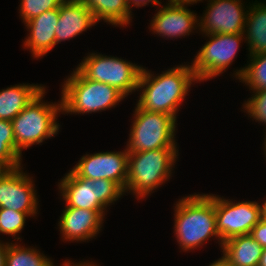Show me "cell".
Returning <instances> with one entry per match:
<instances>
[{
    "instance_id": "obj_22",
    "label": "cell",
    "mask_w": 266,
    "mask_h": 266,
    "mask_svg": "<svg viewBox=\"0 0 266 266\" xmlns=\"http://www.w3.org/2000/svg\"><path fill=\"white\" fill-rule=\"evenodd\" d=\"M5 266H54L53 262L34 248L7 243Z\"/></svg>"
},
{
    "instance_id": "obj_8",
    "label": "cell",
    "mask_w": 266,
    "mask_h": 266,
    "mask_svg": "<svg viewBox=\"0 0 266 266\" xmlns=\"http://www.w3.org/2000/svg\"><path fill=\"white\" fill-rule=\"evenodd\" d=\"M76 68L85 78L111 85L125 97L138 90L141 66L117 57L89 54Z\"/></svg>"
},
{
    "instance_id": "obj_38",
    "label": "cell",
    "mask_w": 266,
    "mask_h": 266,
    "mask_svg": "<svg viewBox=\"0 0 266 266\" xmlns=\"http://www.w3.org/2000/svg\"><path fill=\"white\" fill-rule=\"evenodd\" d=\"M4 169L0 166V173L3 171Z\"/></svg>"
},
{
    "instance_id": "obj_35",
    "label": "cell",
    "mask_w": 266,
    "mask_h": 266,
    "mask_svg": "<svg viewBox=\"0 0 266 266\" xmlns=\"http://www.w3.org/2000/svg\"><path fill=\"white\" fill-rule=\"evenodd\" d=\"M261 218L266 220V201L261 206Z\"/></svg>"
},
{
    "instance_id": "obj_27",
    "label": "cell",
    "mask_w": 266,
    "mask_h": 266,
    "mask_svg": "<svg viewBox=\"0 0 266 266\" xmlns=\"http://www.w3.org/2000/svg\"><path fill=\"white\" fill-rule=\"evenodd\" d=\"M255 95L249 98L244 108L253 119L266 125V89L253 92Z\"/></svg>"
},
{
    "instance_id": "obj_25",
    "label": "cell",
    "mask_w": 266,
    "mask_h": 266,
    "mask_svg": "<svg viewBox=\"0 0 266 266\" xmlns=\"http://www.w3.org/2000/svg\"><path fill=\"white\" fill-rule=\"evenodd\" d=\"M28 215L13 209L0 208V233L14 236L20 233L24 227Z\"/></svg>"
},
{
    "instance_id": "obj_21",
    "label": "cell",
    "mask_w": 266,
    "mask_h": 266,
    "mask_svg": "<svg viewBox=\"0 0 266 266\" xmlns=\"http://www.w3.org/2000/svg\"><path fill=\"white\" fill-rule=\"evenodd\" d=\"M92 12L96 22L104 20L112 25L129 24L132 14L125 0H81Z\"/></svg>"
},
{
    "instance_id": "obj_29",
    "label": "cell",
    "mask_w": 266,
    "mask_h": 266,
    "mask_svg": "<svg viewBox=\"0 0 266 266\" xmlns=\"http://www.w3.org/2000/svg\"><path fill=\"white\" fill-rule=\"evenodd\" d=\"M126 1V4H127V7H128V9H129V11H131L130 9H131V6L132 5H130V4H132L133 3V5L134 6H136V7H141V6H145V5H147V3H149V2H151L152 4H154L155 6L157 5H161L160 3L161 2H159V0H125Z\"/></svg>"
},
{
    "instance_id": "obj_17",
    "label": "cell",
    "mask_w": 266,
    "mask_h": 266,
    "mask_svg": "<svg viewBox=\"0 0 266 266\" xmlns=\"http://www.w3.org/2000/svg\"><path fill=\"white\" fill-rule=\"evenodd\" d=\"M58 18V9H51L25 22L30 33L24 45L31 50L33 57L44 56L55 46Z\"/></svg>"
},
{
    "instance_id": "obj_36",
    "label": "cell",
    "mask_w": 266,
    "mask_h": 266,
    "mask_svg": "<svg viewBox=\"0 0 266 266\" xmlns=\"http://www.w3.org/2000/svg\"><path fill=\"white\" fill-rule=\"evenodd\" d=\"M265 136H266V135H265ZM264 143H265V146H264V147H265V150H264V151H265V153H266V137H265V142H264ZM265 156H266V154H265Z\"/></svg>"
},
{
    "instance_id": "obj_5",
    "label": "cell",
    "mask_w": 266,
    "mask_h": 266,
    "mask_svg": "<svg viewBox=\"0 0 266 266\" xmlns=\"http://www.w3.org/2000/svg\"><path fill=\"white\" fill-rule=\"evenodd\" d=\"M62 86V112L92 113L115 107L125 96L116 88L85 78L77 69ZM115 105V106H114Z\"/></svg>"
},
{
    "instance_id": "obj_1",
    "label": "cell",
    "mask_w": 266,
    "mask_h": 266,
    "mask_svg": "<svg viewBox=\"0 0 266 266\" xmlns=\"http://www.w3.org/2000/svg\"><path fill=\"white\" fill-rule=\"evenodd\" d=\"M195 81L198 79L190 65L171 68L158 76L142 67L138 89L143 91L137 105L145 111L169 114L176 119L178 107Z\"/></svg>"
},
{
    "instance_id": "obj_11",
    "label": "cell",
    "mask_w": 266,
    "mask_h": 266,
    "mask_svg": "<svg viewBox=\"0 0 266 266\" xmlns=\"http://www.w3.org/2000/svg\"><path fill=\"white\" fill-rule=\"evenodd\" d=\"M20 167L4 169L0 173V208L13 209L34 216L38 208L34 183Z\"/></svg>"
},
{
    "instance_id": "obj_31",
    "label": "cell",
    "mask_w": 266,
    "mask_h": 266,
    "mask_svg": "<svg viewBox=\"0 0 266 266\" xmlns=\"http://www.w3.org/2000/svg\"><path fill=\"white\" fill-rule=\"evenodd\" d=\"M209 266H231V264L224 256H222L221 258H219L217 261L213 262Z\"/></svg>"
},
{
    "instance_id": "obj_2",
    "label": "cell",
    "mask_w": 266,
    "mask_h": 266,
    "mask_svg": "<svg viewBox=\"0 0 266 266\" xmlns=\"http://www.w3.org/2000/svg\"><path fill=\"white\" fill-rule=\"evenodd\" d=\"M174 230L184 251L203 245L211 236L219 237L216 229L214 194H194L182 198L175 206Z\"/></svg>"
},
{
    "instance_id": "obj_37",
    "label": "cell",
    "mask_w": 266,
    "mask_h": 266,
    "mask_svg": "<svg viewBox=\"0 0 266 266\" xmlns=\"http://www.w3.org/2000/svg\"><path fill=\"white\" fill-rule=\"evenodd\" d=\"M63 1H71L72 2V1H81V0H63Z\"/></svg>"
},
{
    "instance_id": "obj_16",
    "label": "cell",
    "mask_w": 266,
    "mask_h": 266,
    "mask_svg": "<svg viewBox=\"0 0 266 266\" xmlns=\"http://www.w3.org/2000/svg\"><path fill=\"white\" fill-rule=\"evenodd\" d=\"M55 45L76 37L97 22L92 12L81 1H64L58 8Z\"/></svg>"
},
{
    "instance_id": "obj_34",
    "label": "cell",
    "mask_w": 266,
    "mask_h": 266,
    "mask_svg": "<svg viewBox=\"0 0 266 266\" xmlns=\"http://www.w3.org/2000/svg\"><path fill=\"white\" fill-rule=\"evenodd\" d=\"M198 1H202V0H176L175 2L189 5L192 3H197Z\"/></svg>"
},
{
    "instance_id": "obj_15",
    "label": "cell",
    "mask_w": 266,
    "mask_h": 266,
    "mask_svg": "<svg viewBox=\"0 0 266 266\" xmlns=\"http://www.w3.org/2000/svg\"><path fill=\"white\" fill-rule=\"evenodd\" d=\"M185 5L173 1L160 8L151 21V30L167 38L189 35L199 19Z\"/></svg>"
},
{
    "instance_id": "obj_32",
    "label": "cell",
    "mask_w": 266,
    "mask_h": 266,
    "mask_svg": "<svg viewBox=\"0 0 266 266\" xmlns=\"http://www.w3.org/2000/svg\"><path fill=\"white\" fill-rule=\"evenodd\" d=\"M62 266H97V265L95 263L90 264V262L89 263L81 262V263L74 264V263H71L70 261H67V262H64Z\"/></svg>"
},
{
    "instance_id": "obj_26",
    "label": "cell",
    "mask_w": 266,
    "mask_h": 266,
    "mask_svg": "<svg viewBox=\"0 0 266 266\" xmlns=\"http://www.w3.org/2000/svg\"><path fill=\"white\" fill-rule=\"evenodd\" d=\"M63 0H21L20 15L23 22L51 9H58Z\"/></svg>"
},
{
    "instance_id": "obj_33",
    "label": "cell",
    "mask_w": 266,
    "mask_h": 266,
    "mask_svg": "<svg viewBox=\"0 0 266 266\" xmlns=\"http://www.w3.org/2000/svg\"><path fill=\"white\" fill-rule=\"evenodd\" d=\"M258 266H266V247L263 248Z\"/></svg>"
},
{
    "instance_id": "obj_23",
    "label": "cell",
    "mask_w": 266,
    "mask_h": 266,
    "mask_svg": "<svg viewBox=\"0 0 266 266\" xmlns=\"http://www.w3.org/2000/svg\"><path fill=\"white\" fill-rule=\"evenodd\" d=\"M21 156L16 150L12 122L0 120V166L14 169L21 166Z\"/></svg>"
},
{
    "instance_id": "obj_7",
    "label": "cell",
    "mask_w": 266,
    "mask_h": 266,
    "mask_svg": "<svg viewBox=\"0 0 266 266\" xmlns=\"http://www.w3.org/2000/svg\"><path fill=\"white\" fill-rule=\"evenodd\" d=\"M136 106L127 151L142 152L176 147L174 133L177 119L169 114L148 112Z\"/></svg>"
},
{
    "instance_id": "obj_4",
    "label": "cell",
    "mask_w": 266,
    "mask_h": 266,
    "mask_svg": "<svg viewBox=\"0 0 266 266\" xmlns=\"http://www.w3.org/2000/svg\"><path fill=\"white\" fill-rule=\"evenodd\" d=\"M44 94L45 88L11 121L16 150L20 156L23 149L42 143L59 130L56 117L62 112V102L47 104L41 100Z\"/></svg>"
},
{
    "instance_id": "obj_19",
    "label": "cell",
    "mask_w": 266,
    "mask_h": 266,
    "mask_svg": "<svg viewBox=\"0 0 266 266\" xmlns=\"http://www.w3.org/2000/svg\"><path fill=\"white\" fill-rule=\"evenodd\" d=\"M45 87L20 84L0 91V120L12 121Z\"/></svg>"
},
{
    "instance_id": "obj_3",
    "label": "cell",
    "mask_w": 266,
    "mask_h": 266,
    "mask_svg": "<svg viewBox=\"0 0 266 266\" xmlns=\"http://www.w3.org/2000/svg\"><path fill=\"white\" fill-rule=\"evenodd\" d=\"M178 156L176 147L129 152L125 192L144 198L171 176Z\"/></svg>"
},
{
    "instance_id": "obj_12",
    "label": "cell",
    "mask_w": 266,
    "mask_h": 266,
    "mask_svg": "<svg viewBox=\"0 0 266 266\" xmlns=\"http://www.w3.org/2000/svg\"><path fill=\"white\" fill-rule=\"evenodd\" d=\"M129 152H100L82 156L72 171L90 180L108 179L118 183L124 190L128 177Z\"/></svg>"
},
{
    "instance_id": "obj_14",
    "label": "cell",
    "mask_w": 266,
    "mask_h": 266,
    "mask_svg": "<svg viewBox=\"0 0 266 266\" xmlns=\"http://www.w3.org/2000/svg\"><path fill=\"white\" fill-rule=\"evenodd\" d=\"M105 211L65 207L59 221L63 239L86 241L99 233Z\"/></svg>"
},
{
    "instance_id": "obj_24",
    "label": "cell",
    "mask_w": 266,
    "mask_h": 266,
    "mask_svg": "<svg viewBox=\"0 0 266 266\" xmlns=\"http://www.w3.org/2000/svg\"><path fill=\"white\" fill-rule=\"evenodd\" d=\"M247 67L237 70L235 76L253 91L266 89V53L250 56Z\"/></svg>"
},
{
    "instance_id": "obj_20",
    "label": "cell",
    "mask_w": 266,
    "mask_h": 266,
    "mask_svg": "<svg viewBox=\"0 0 266 266\" xmlns=\"http://www.w3.org/2000/svg\"><path fill=\"white\" fill-rule=\"evenodd\" d=\"M248 9L244 34L247 36L250 56L266 53V4L254 3Z\"/></svg>"
},
{
    "instance_id": "obj_28",
    "label": "cell",
    "mask_w": 266,
    "mask_h": 266,
    "mask_svg": "<svg viewBox=\"0 0 266 266\" xmlns=\"http://www.w3.org/2000/svg\"><path fill=\"white\" fill-rule=\"evenodd\" d=\"M250 235L263 247H266V220H261L252 229Z\"/></svg>"
},
{
    "instance_id": "obj_10",
    "label": "cell",
    "mask_w": 266,
    "mask_h": 266,
    "mask_svg": "<svg viewBox=\"0 0 266 266\" xmlns=\"http://www.w3.org/2000/svg\"><path fill=\"white\" fill-rule=\"evenodd\" d=\"M244 34H208L210 38L191 65L198 81L223 73L233 62ZM240 42V43H239Z\"/></svg>"
},
{
    "instance_id": "obj_13",
    "label": "cell",
    "mask_w": 266,
    "mask_h": 266,
    "mask_svg": "<svg viewBox=\"0 0 266 266\" xmlns=\"http://www.w3.org/2000/svg\"><path fill=\"white\" fill-rule=\"evenodd\" d=\"M208 8L196 26L208 34H244L247 12L241 0H209Z\"/></svg>"
},
{
    "instance_id": "obj_30",
    "label": "cell",
    "mask_w": 266,
    "mask_h": 266,
    "mask_svg": "<svg viewBox=\"0 0 266 266\" xmlns=\"http://www.w3.org/2000/svg\"><path fill=\"white\" fill-rule=\"evenodd\" d=\"M7 243H0V266H5Z\"/></svg>"
},
{
    "instance_id": "obj_9",
    "label": "cell",
    "mask_w": 266,
    "mask_h": 266,
    "mask_svg": "<svg viewBox=\"0 0 266 266\" xmlns=\"http://www.w3.org/2000/svg\"><path fill=\"white\" fill-rule=\"evenodd\" d=\"M216 229L222 244L236 236L248 235L261 220V205L253 201H232L214 196Z\"/></svg>"
},
{
    "instance_id": "obj_6",
    "label": "cell",
    "mask_w": 266,
    "mask_h": 266,
    "mask_svg": "<svg viewBox=\"0 0 266 266\" xmlns=\"http://www.w3.org/2000/svg\"><path fill=\"white\" fill-rule=\"evenodd\" d=\"M66 207H75L93 211H104L118 200L124 189L108 179L90 180L77 176L72 170L58 185ZM110 203V204H109Z\"/></svg>"
},
{
    "instance_id": "obj_18",
    "label": "cell",
    "mask_w": 266,
    "mask_h": 266,
    "mask_svg": "<svg viewBox=\"0 0 266 266\" xmlns=\"http://www.w3.org/2000/svg\"><path fill=\"white\" fill-rule=\"evenodd\" d=\"M231 266H258L263 247L250 235L233 237L222 244Z\"/></svg>"
}]
</instances>
